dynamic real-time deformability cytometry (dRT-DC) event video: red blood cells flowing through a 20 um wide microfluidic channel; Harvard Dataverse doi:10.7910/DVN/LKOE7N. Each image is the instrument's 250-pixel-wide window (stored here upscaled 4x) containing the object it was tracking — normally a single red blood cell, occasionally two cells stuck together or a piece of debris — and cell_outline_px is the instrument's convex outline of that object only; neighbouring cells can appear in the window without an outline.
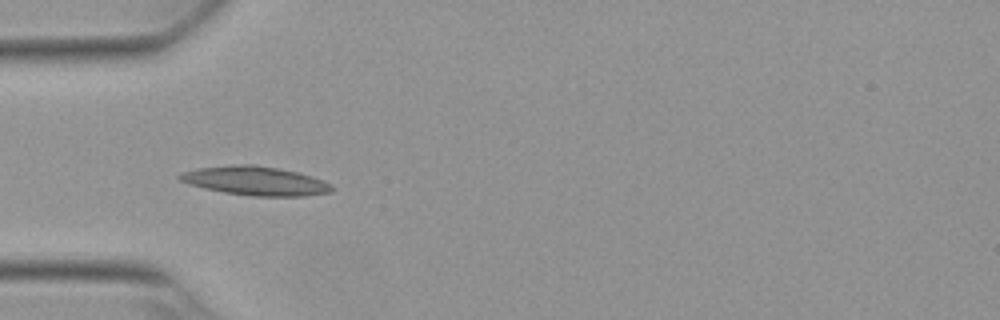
{"species": "Egyptian fruit bat (a non-hibernating species)", "species_latin": "Rousettus aegyptiacus", "temperature_condition": "warm", "stored_images_in_passage": 15, "camera_frame_rate_fps": 3000, "um_per_image_px": 0.085, "animal": {"sex": "female"}, "frame": {"image": 1, "passage_image": 3, "time_ms": 0.667, "image_size_px": [1000, 320], "cell_outline_px": [[332, 192], [304, 196], [252, 196], [224, 192], [204, 188], [188, 184], [180, 180], [176, 176], [180, 172], [196, 168], [236, 164], [256, 164], [296, 172], [312, 176], [324, 180], [332, 184]], "centroid_in_image_um": [21.68, 15.37], "position_along_channel_um": 63.3, "area_um2": 25.78}}